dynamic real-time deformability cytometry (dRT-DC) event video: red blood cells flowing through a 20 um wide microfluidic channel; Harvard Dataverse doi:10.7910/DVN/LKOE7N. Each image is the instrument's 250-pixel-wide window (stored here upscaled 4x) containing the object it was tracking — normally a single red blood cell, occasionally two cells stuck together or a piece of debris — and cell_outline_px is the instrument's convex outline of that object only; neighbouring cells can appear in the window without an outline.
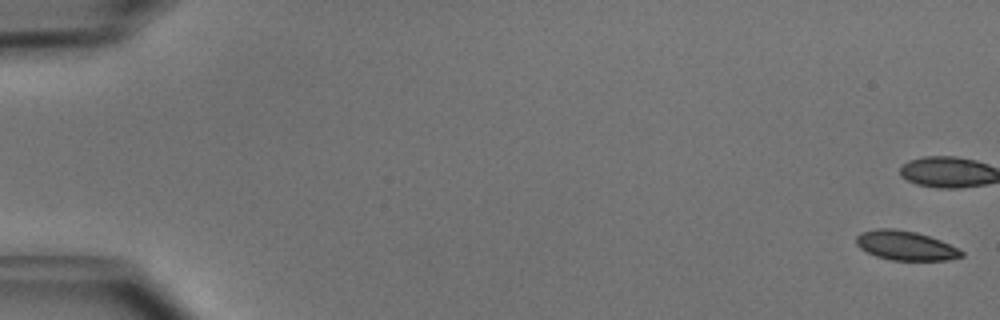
{"species": "common noctule bat (a hibernating species)", "species_latin": "Nyctalus noctula", "temperature_condition": "cold", "stored_images_in_passage": 52, "camera_frame_rate_fps": 3000, "um_per_image_px": 0.085, "animal": {"sex": "male", "body_mass_g": 15.6}, "frame": {"image": 1, "passage_image": 1, "time_ms": 0.0, "image_size_px": [1000, 320], "cell_outline_px": [[964, 256], [948, 260], [892, 260], [876, 256], [860, 248], [856, 244], [856, 236], [860, 232], [876, 228], [892, 228], [916, 232], [940, 240], [964, 252]], "centroid_in_image_um": [76.94, 20.87], "position_along_channel_um": 8.1, "area_um2": 17.92}, "authors_computed_cell_mechanics": {"area_um2": 18.6983, "velocity_mm_per_s": 3.9752, "shape_relaxation_time_tau1_ms": 3.2464, "shape_relaxation_time_tau2_ms": null, "deformation_change_tau1": 0.0904, "deformation_change_tau2": null}}